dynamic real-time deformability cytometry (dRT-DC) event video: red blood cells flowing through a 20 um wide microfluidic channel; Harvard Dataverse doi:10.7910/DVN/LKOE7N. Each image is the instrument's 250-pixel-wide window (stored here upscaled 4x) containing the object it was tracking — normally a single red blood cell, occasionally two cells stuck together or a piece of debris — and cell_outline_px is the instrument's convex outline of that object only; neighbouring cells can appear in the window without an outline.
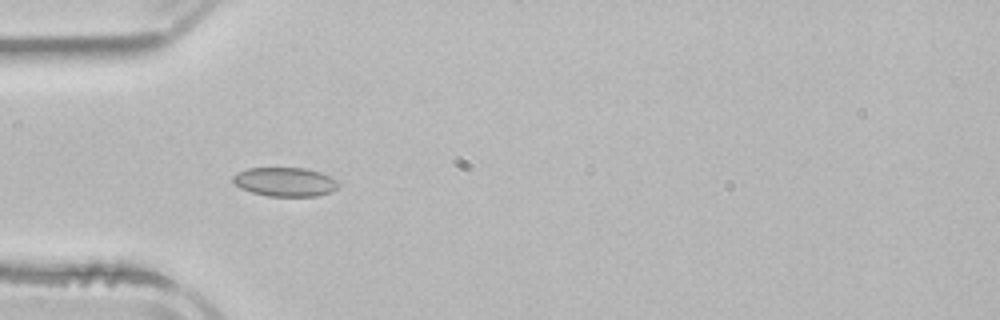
{"species": "common noctule bat (a hibernating species)", "species_latin": "Nyctalus noctula", "temperature_condition": "room temperature", "stored_images_in_passage": 3, "camera_frame_rate_fps": 3000, "um_per_image_px": 0.085, "animal": {"sex": "male", "body_mass_g": 21.5, "forearm_length_mm": 52.0}, "frame": {"image": 1, "passage_image": 2, "time_ms": 1.333, "image_size_px": [1000, 320], "cell_outline_px": [[340, 184], [336, 188], [328, 192], [316, 196], [268, 196], [252, 192], [240, 188], [232, 180], [232, 176], [236, 172], [248, 168], [304, 168], [320, 172], [336, 180]], "centroid_in_image_um": [24.19, 15.45], "position_along_channel_um": 60.8, "area_um2": 17.69}}
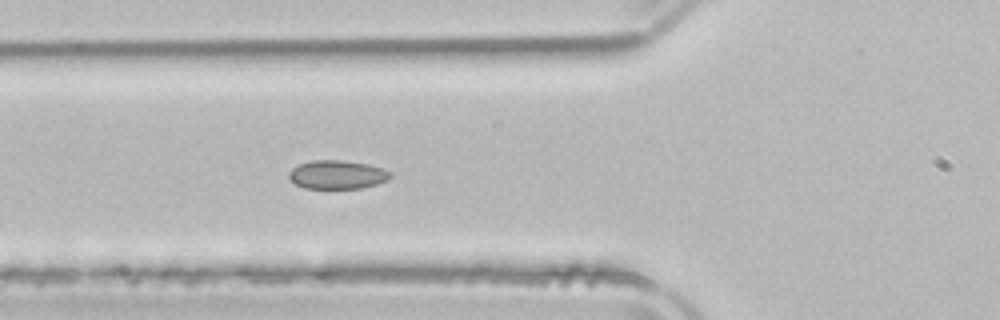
{"frame": {"image": 2, "passage_image": 3, "time_ms": 2.333, "image_size_px": [1000, 320], "cell_outline_px": [[392, 176], [388, 180], [376, 184], [360, 188], [304, 188], [296, 184], [288, 176], [288, 172], [292, 168], [300, 164], [312, 160], [340, 160], [368, 164], [384, 168], [392, 172]], "centroid_in_image_um": [28.69, 14.84], "position_along_channel_um": 97.1, "area_um2": 16.94}}